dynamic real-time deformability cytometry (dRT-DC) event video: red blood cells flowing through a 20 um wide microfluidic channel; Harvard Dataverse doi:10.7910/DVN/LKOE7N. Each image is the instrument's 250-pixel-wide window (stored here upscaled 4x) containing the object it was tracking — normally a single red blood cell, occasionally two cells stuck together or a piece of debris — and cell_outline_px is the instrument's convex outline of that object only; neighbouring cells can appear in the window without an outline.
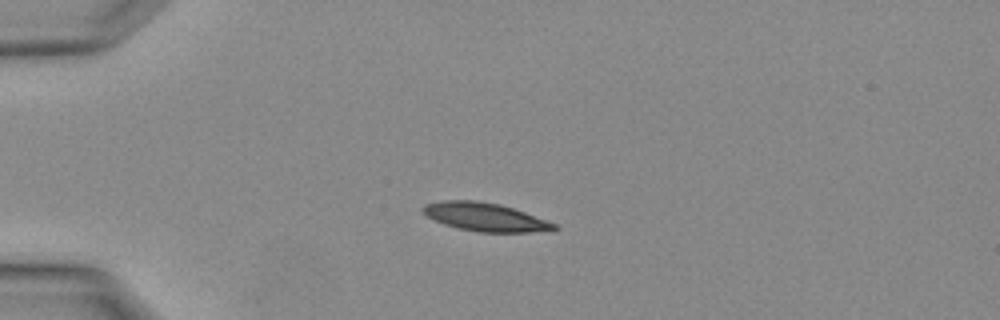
{"species": "Egyptian fruit bat (a non-hibernating species)", "species_latin": "Rousettus aegyptiacus", "temperature_condition": "warm", "stored_images_in_passage": 4, "camera_frame_rate_fps": 3000, "um_per_image_px": 0.085, "animal": {"sex": "female"}, "frame": {"image": 1, "passage_image": 3, "time_ms": 0.667, "image_size_px": [1000, 320], "cell_outline_px": [[560, 228], [528, 232], [480, 232], [460, 228], [444, 224], [420, 212], [420, 208], [424, 204], [444, 200], [476, 200], [500, 204], [524, 212], [556, 224]], "centroid_in_image_um": [41.17, 18.43], "position_along_channel_um": 43.8, "area_um2": 21.39}}
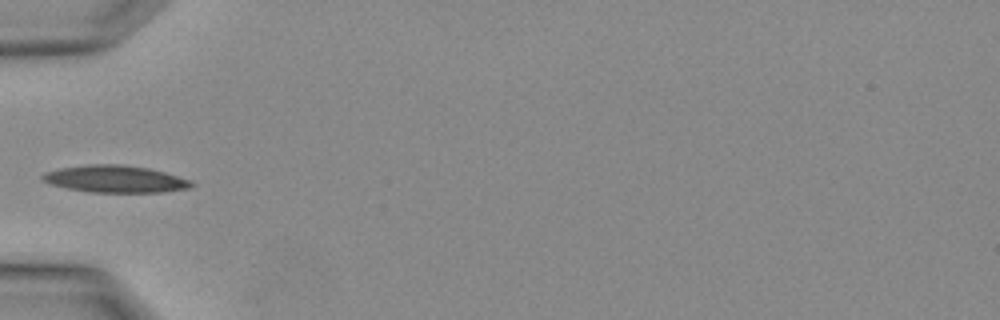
{"frame": {"image": 2, "passage_image": 4, "time_ms": 1.0, "image_size_px": [1000, 320], "cell_outline_px": [[196, 184], [192, 188], [164, 192], [92, 192], [68, 188], [52, 184], [40, 180], [40, 176], [44, 172], [60, 168], [88, 164], [120, 164], [148, 168], [164, 172], [192, 180]], "centroid_in_image_um": [9.82, 15.21], "position_along_channel_um": 75.2, "area_um2": 23.64}}